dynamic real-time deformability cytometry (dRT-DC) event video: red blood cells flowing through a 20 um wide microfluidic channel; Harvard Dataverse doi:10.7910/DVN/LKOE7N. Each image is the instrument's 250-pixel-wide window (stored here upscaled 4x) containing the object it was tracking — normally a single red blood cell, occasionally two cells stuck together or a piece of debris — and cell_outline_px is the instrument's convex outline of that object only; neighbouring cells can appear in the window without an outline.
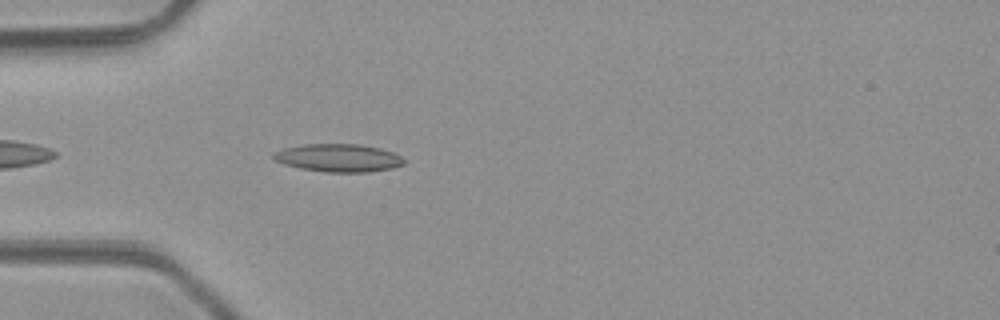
{"species": "common noctule bat (a hibernating species)", "species_latin": "Nyctalus noctula", "temperature_condition": "room temperature", "stored_images_in_passage": 2, "camera_frame_rate_fps": 3000, "um_per_image_px": 0.085, "animal": {"sex": "male", "body_mass_g": 23.1, "forearm_length_mm": 52.7}, "frame": {"image": 1, "passage_image": 2, "time_ms": 1.333, "image_size_px": [1000, 320], "cell_outline_px": [[404, 164], [392, 168], [368, 172], [324, 172], [300, 168], [284, 164], [276, 160], [272, 156], [276, 152], [284, 148], [304, 144], [360, 144], [380, 148], [392, 152], [400, 156], [404, 160]], "centroid_in_image_um": [28.78, 13.42], "position_along_channel_um": 56.2, "area_um2": 21.1}}